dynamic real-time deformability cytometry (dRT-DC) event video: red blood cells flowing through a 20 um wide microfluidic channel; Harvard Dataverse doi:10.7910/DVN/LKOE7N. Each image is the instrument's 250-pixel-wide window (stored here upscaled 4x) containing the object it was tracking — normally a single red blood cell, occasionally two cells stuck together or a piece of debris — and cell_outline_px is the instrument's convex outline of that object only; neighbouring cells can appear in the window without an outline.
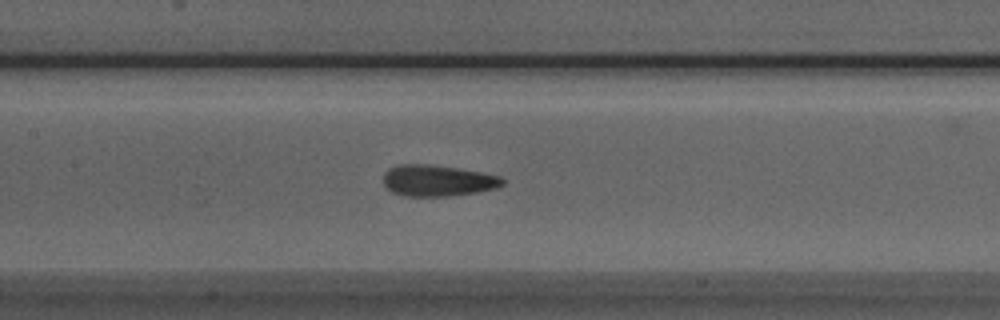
{"species": "Egyptian fruit bat (a non-hibernating species)", "species_latin": "Rousettus aegyptiacus", "temperature_condition": "room temperature", "stored_images_in_passage": 28, "camera_frame_rate_fps": 3000, "um_per_image_px": 0.085, "animal": {"sex": "male"}, "frame": {"image": 1, "passage_image": 10, "time_ms": 3.0, "image_size_px": [1000, 320], "cell_outline_px": [[504, 184], [496, 188], [476, 192], [452, 196], [404, 196], [392, 192], [384, 184], [384, 172], [388, 168], [400, 164], [428, 164], [456, 168], [480, 172], [500, 176], [504, 180]], "centroid_in_image_um": [37.18, 15.35], "position_along_channel_um": 170.2, "area_um2": 21.68}}
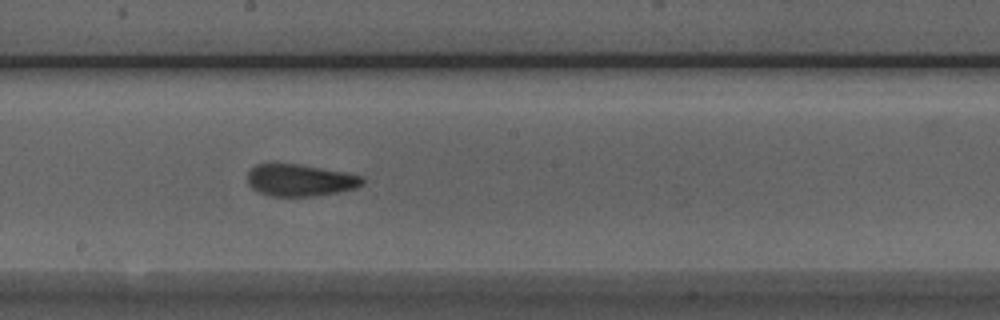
{"frame": {"image": 2, "passage_image": 14, "time_ms": 4.333, "image_size_px": [1000, 320], "cell_outline_px": [[364, 184], [356, 188], [316, 196], [272, 196], [260, 192], [252, 188], [248, 184], [248, 172], [256, 164], [272, 160], [344, 172], [364, 176]], "centroid_in_image_um": [25.47, 15.28], "position_along_channel_um": 222.7, "area_um2": 21.79}}